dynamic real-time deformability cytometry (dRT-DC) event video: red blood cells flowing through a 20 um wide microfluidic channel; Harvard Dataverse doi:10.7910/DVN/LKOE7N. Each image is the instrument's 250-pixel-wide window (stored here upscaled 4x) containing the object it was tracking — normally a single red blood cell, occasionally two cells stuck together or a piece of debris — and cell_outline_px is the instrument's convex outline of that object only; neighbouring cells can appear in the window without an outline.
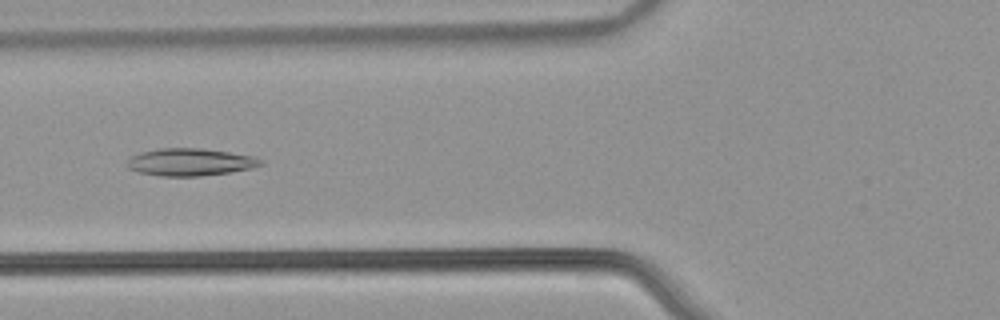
{"species": "common noctule bat (a hibernating species)", "species_latin": "Nyctalus noctula", "temperature_condition": "warm", "stored_images_in_passage": 44, "camera_frame_rate_fps": 3000, "um_per_image_px": 0.085, "animal": {"sex": "male", "body_mass_g": 21.5, "forearm_length_mm": 52.0}, "frame": {"image": 1, "passage_image": 12, "time_ms": 3.667, "image_size_px": [1000, 320], "cell_outline_px": [[264, 164], [252, 168], [228, 172], [200, 176], [160, 176], [140, 172], [128, 168], [128, 160], [132, 156], [140, 152], [160, 148], [200, 148], [228, 152], [252, 156], [264, 160]], "centroid_in_image_um": [16.18, 13.77], "position_along_channel_um": 109.6, "area_um2": 21.15}}
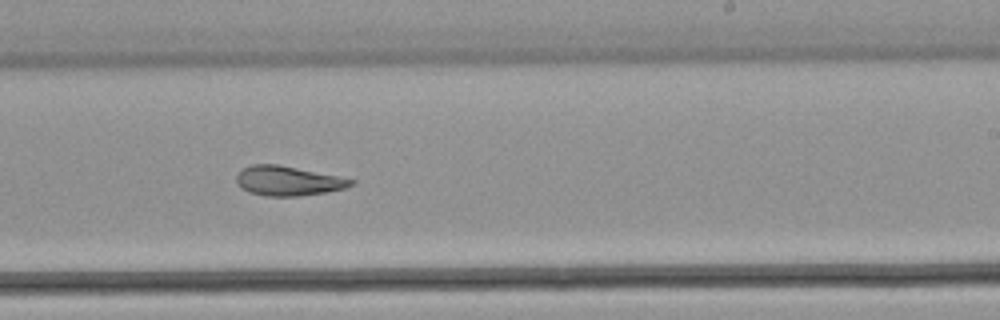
{"frame": {"image": 2, "passage_image": 24, "time_ms": 7.667, "image_size_px": [1000, 320], "cell_outline_px": [[356, 184], [344, 188], [324, 192], [300, 196], [264, 196], [248, 192], [240, 188], [236, 184], [236, 176], [244, 168], [252, 164], [280, 164], [356, 180]], "centroid_in_image_um": [24.46, 15.37], "position_along_channel_um": 264.5, "area_um2": 19.83}}
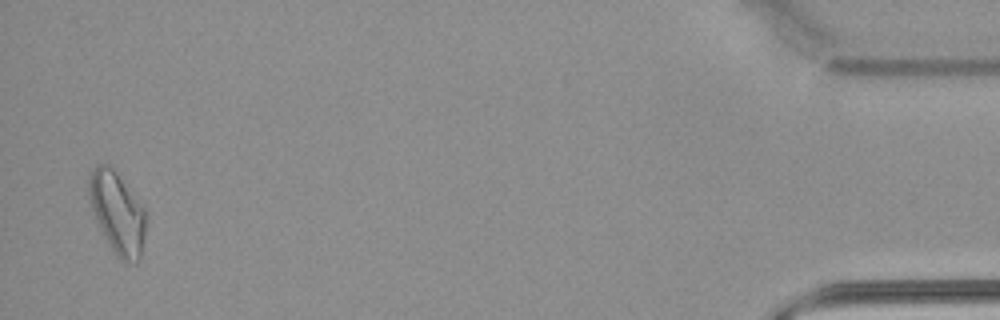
{"frame": {"image": 3, "passage_image": 43, "time_ms": 14.0, "image_size_px": [1000, 320], "cell_outline_px": [[148, 220], [140, 260], [136, 264], [124, 264], [116, 256], [104, 236], [96, 220], [88, 196], [88, 172], [96, 164], [108, 164], [116, 172], [144, 208]], "centroid_in_image_um": [9.98, 18.13], "position_along_channel_um": 425.2, "area_um2": 27.63}, "authors_computed_cell_mechanics": {"area_um2": 21.2704, "velocity_mm_per_s": 3.8755, "shape_relaxation_time_tau1_ms": null, "shape_relaxation_time_tau2_ms": 4.6325, "deformation_change_tau1": null, "deformation_change_tau2": 0.1046}}